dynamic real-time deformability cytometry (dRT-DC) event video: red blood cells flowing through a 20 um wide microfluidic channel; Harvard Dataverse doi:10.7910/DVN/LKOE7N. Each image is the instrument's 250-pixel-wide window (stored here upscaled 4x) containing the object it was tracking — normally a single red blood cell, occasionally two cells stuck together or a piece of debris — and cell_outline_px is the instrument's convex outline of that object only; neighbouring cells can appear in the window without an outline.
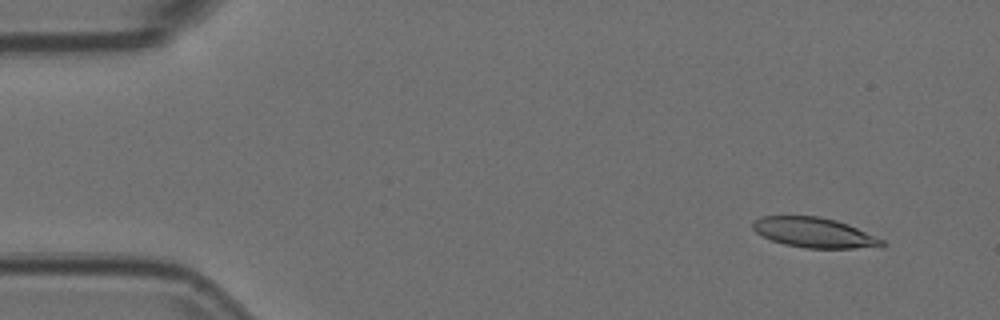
{"species": "Egyptian fruit bat (a non-hibernating species)", "species_latin": "Rousettus aegyptiacus", "temperature_condition": "room temperature", "stored_images_in_passage": 56, "segment_of_instrument_passage": [1, 2], "camera_frame_rate_fps": 3000, "um_per_image_px": 0.085, "animal": {"sex": "female"}, "frame": {"image": 1, "passage_image": 5, "time_ms": 1.333, "image_size_px": [1000, 320], "cell_outline_px": [[888, 244], [880, 248], [804, 248], [784, 244], [772, 240], [756, 232], [752, 228], [752, 220], [760, 216], [820, 216], [836, 220], [848, 224], [884, 240]], "centroid_in_image_um": [69.24, 19.77], "position_along_channel_um": 15.8, "area_um2": 22.83}}
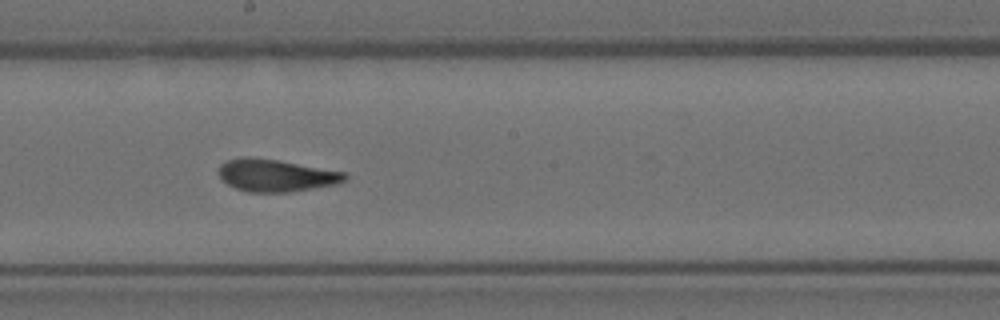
{"frame": {"image": 2, "passage_image": 30, "time_ms": 9.667, "image_size_px": [1000, 320], "cell_outline_px": [[348, 180], [336, 184], [292, 192], [248, 192], [236, 188], [228, 184], [220, 176], [220, 164], [228, 160], [240, 156], [248, 156], [276, 160], [344, 172], [348, 176]], "centroid_in_image_um": [23.47, 14.91], "position_along_channel_um": 224.7, "area_um2": 23.58}}
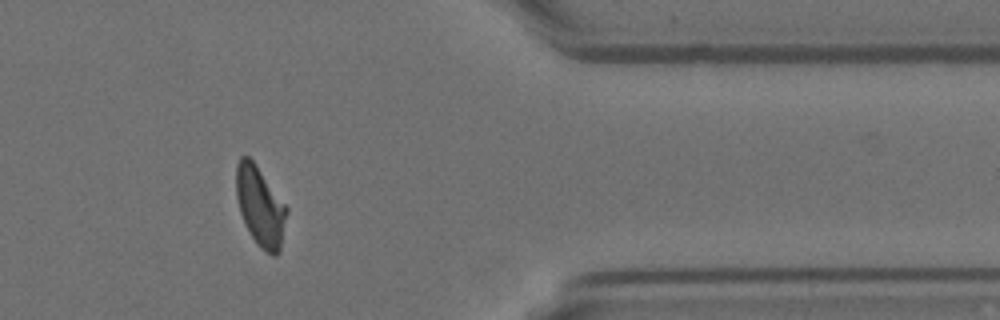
{"frame": {"image": 3, "passage_image": 45, "time_ms": 14.667, "image_size_px": [1000, 320], "cell_outline_px": [[288, 212], [280, 252], [276, 256], [272, 256], [260, 248], [256, 244], [244, 224], [240, 212], [236, 196], [236, 164], [240, 156], [248, 156], [256, 164], [288, 208]], "centroid_in_image_um": [22.12, 17.57], "position_along_channel_um": 389.3, "area_um2": 23.7}}